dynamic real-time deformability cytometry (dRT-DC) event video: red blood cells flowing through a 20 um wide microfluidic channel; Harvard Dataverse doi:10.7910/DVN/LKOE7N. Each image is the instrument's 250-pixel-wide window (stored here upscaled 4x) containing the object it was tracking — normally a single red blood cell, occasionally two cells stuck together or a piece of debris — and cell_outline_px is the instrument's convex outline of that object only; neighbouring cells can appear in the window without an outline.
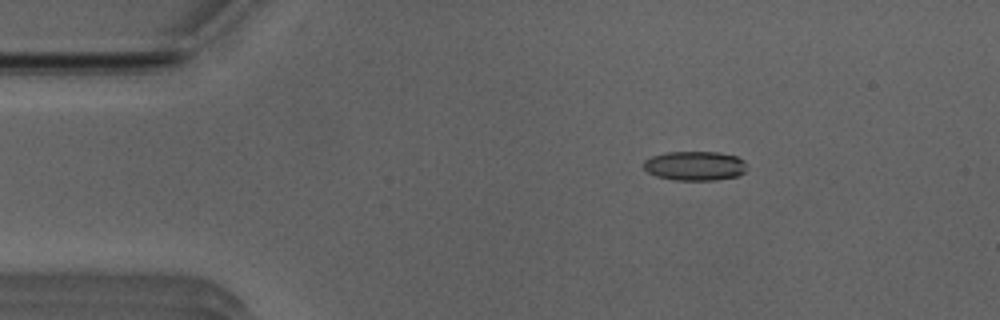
{"species": "Egyptian fruit bat (a non-hibernating species)", "species_latin": "Rousettus aegyptiacus", "temperature_condition": "room temperature", "stored_images_in_passage": 51, "camera_frame_rate_fps": 3000, "um_per_image_px": 0.085, "animal": {"sex": "male"}, "frame": {"image": 1, "passage_image": 8, "time_ms": 2.333, "image_size_px": [1000, 320], "cell_outline_px": [[748, 168], [744, 172], [736, 176], [716, 180], [672, 180], [656, 176], [648, 172], [644, 168], [644, 160], [652, 156], [664, 152], [720, 152], [736, 156], [744, 160]], "centroid_in_image_um": [59.07, 14.09], "position_along_channel_um": 25.9, "area_um2": 17.8}}
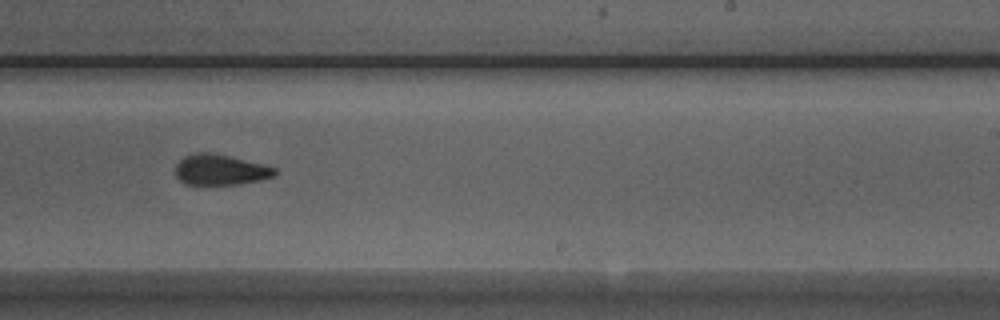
{"frame": {"image": 2, "passage_image": 31, "time_ms": 10.0, "image_size_px": [1000, 320], "cell_outline_px": [[280, 172], [276, 176], [260, 180], [240, 184], [184, 184], [172, 172], [176, 164], [184, 156], [196, 152], [212, 152], [276, 168]], "centroid_in_image_um": [18.7, 14.43], "position_along_channel_um": 270.3, "area_um2": 17.86}}
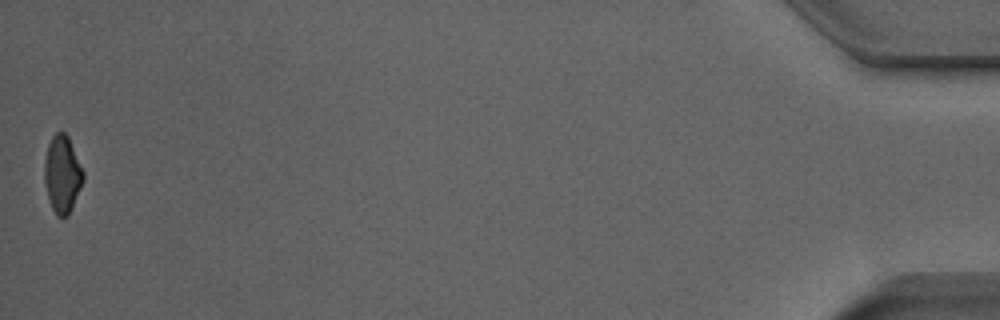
{"frame": {"image": 3, "passage_image": 51, "time_ms": 16.667, "image_size_px": [1000, 320], "cell_outline_px": [[84, 180], [72, 208], [68, 216], [56, 216], [52, 208], [48, 196], [44, 180], [44, 160], [48, 144], [52, 136], [56, 132], [64, 132], [68, 136], [84, 172]], "centroid_in_image_um": [5.29, 14.8], "position_along_channel_um": 429.9, "area_um2": 17.46}, "authors_computed_cell_mechanics": {"area_um2": 18.0914, "velocity_mm_per_s": 3.9573, "shape_relaxation_time_tau1_ms": 7.7496, "shape_relaxation_time_tau2_ms": 1.6727, "deformation_change_tau1": 0.213, "deformation_change_tau2": 0.0856}}